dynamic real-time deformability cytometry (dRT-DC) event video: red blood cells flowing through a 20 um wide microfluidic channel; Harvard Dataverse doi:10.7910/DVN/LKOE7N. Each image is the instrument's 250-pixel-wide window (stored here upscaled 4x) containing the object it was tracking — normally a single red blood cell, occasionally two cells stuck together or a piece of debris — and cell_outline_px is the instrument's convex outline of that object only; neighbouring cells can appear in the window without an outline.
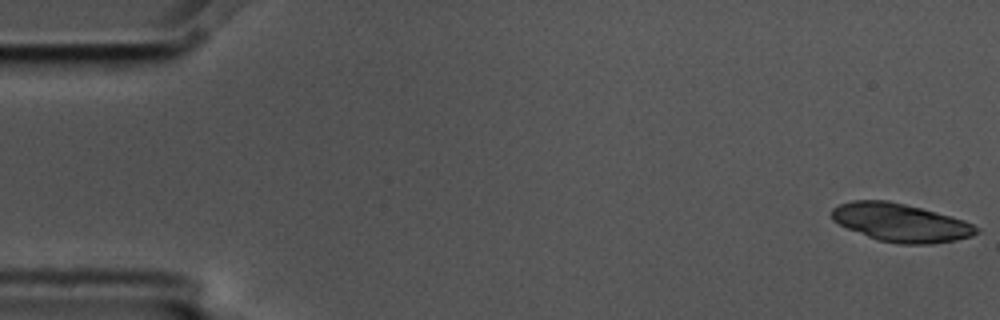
{"species": "common noctule bat (a hibernating species)", "species_latin": "Nyctalus noctula", "temperature_condition": "cold", "stored_images_in_passage": 6, "camera_frame_rate_fps": 3000, "um_per_image_px": 0.085, "animal": {"sex": "male", "body_mass_g": 17.5, "forearm_length_mm": 52.3}, "frame": {"image": 1, "passage_image": 1, "time_ms": 0.0, "image_size_px": [1000, 320], "cell_outline_px": [[980, 232], [972, 236], [956, 240], [932, 244], [900, 244], [880, 240], [868, 236], [848, 228], [832, 220], [832, 208], [840, 204], [852, 200], [888, 200], [920, 208], [964, 220], [980, 228]], "centroid_in_image_um": [76.58, 18.92], "position_along_channel_um": 8.4, "area_um2": 31.91}}